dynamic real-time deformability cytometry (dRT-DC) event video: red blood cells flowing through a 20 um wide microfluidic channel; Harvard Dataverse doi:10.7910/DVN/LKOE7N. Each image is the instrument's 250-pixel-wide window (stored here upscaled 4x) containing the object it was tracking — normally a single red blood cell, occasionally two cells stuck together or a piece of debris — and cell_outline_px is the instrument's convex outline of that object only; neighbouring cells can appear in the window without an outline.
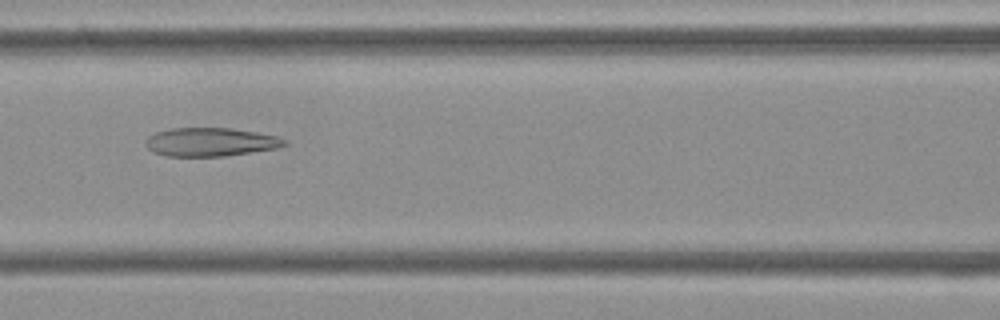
{"species": "Egyptian fruit bat (a non-hibernating species)", "species_latin": "Rousettus aegyptiacus", "temperature_condition": "cold", "stored_images_in_passage": 53, "camera_frame_rate_fps": 3000, "um_per_image_px": 0.085, "frame": {"image": 1, "passage_image": 23, "time_ms": 7.333, "image_size_px": [1000, 320], "cell_outline_px": [[288, 144], [276, 148], [224, 156], [164, 156], [152, 152], [144, 144], [144, 140], [148, 136], [156, 132], [172, 128], [232, 128], [256, 132], [276, 136], [288, 140]], "centroid_in_image_um": [17.86, 12.07], "position_along_channel_um": 148.7, "area_um2": 23.18}}
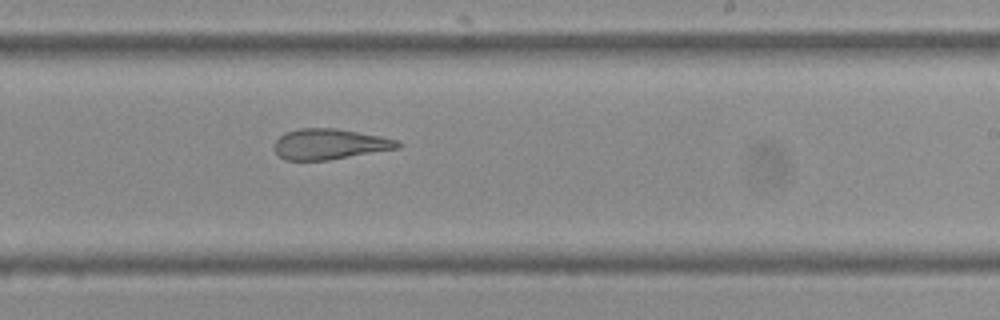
{"frame": {"image": 2, "passage_image": 32, "time_ms": 10.333, "image_size_px": [1000, 320], "cell_outline_px": [[404, 144], [400, 148], [328, 160], [284, 160], [272, 148], [272, 144], [284, 132], [300, 128], [336, 128], [380, 136], [400, 140]], "centroid_in_image_um": [28.02, 12.25], "position_along_channel_um": 261.0, "area_um2": 22.25}}
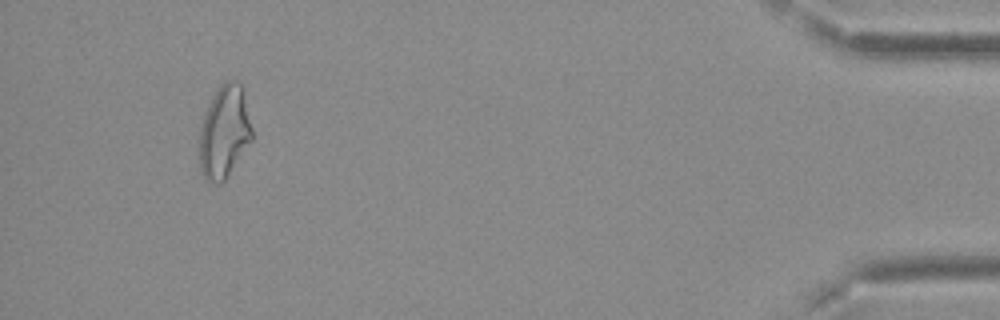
{"frame": {"image": 3, "passage_image": 50, "time_ms": 16.333, "image_size_px": [1000, 320], "cell_outline_px": [[252, 140], [224, 180], [220, 184], [208, 184], [204, 180], [200, 172], [200, 124], [204, 112], [212, 96], [220, 84], [228, 80], [236, 80], [240, 84], [252, 128]], "centroid_in_image_um": [19.03, 11.25], "position_along_channel_um": 416.2, "area_um2": 28.38}, "authors_computed_cell_mechanics": {"area_um2": 26.6458, "velocity_mm_per_s": 3.7537, "shape_relaxation_time_tau1_ms": null, "shape_relaxation_time_tau2_ms": 3.3713, "deformation_change_tau1": null, "deformation_change_tau2": 0.1519}}